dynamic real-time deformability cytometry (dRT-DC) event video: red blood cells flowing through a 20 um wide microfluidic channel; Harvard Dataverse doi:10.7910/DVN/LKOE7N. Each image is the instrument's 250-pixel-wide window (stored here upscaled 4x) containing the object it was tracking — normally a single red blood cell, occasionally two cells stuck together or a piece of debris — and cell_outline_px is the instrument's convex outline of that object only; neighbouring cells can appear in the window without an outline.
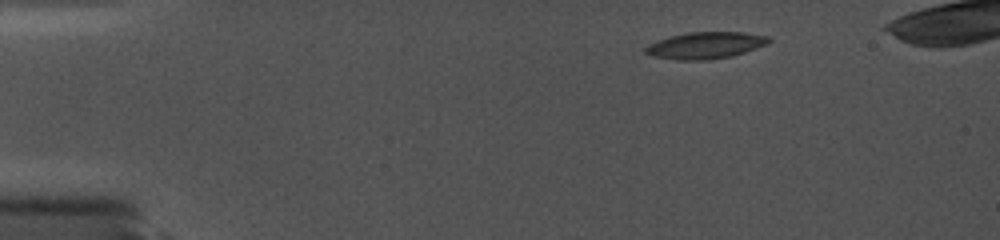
{"species": "common noctule bat (a hibernating species)", "species_latin": "Nyctalus noctula", "temperature_condition": "cold", "stored_images_in_passage": 10, "camera_frame_rate_fps": 5000, "um_per_image_px": 0.085, "animal": {"sex": "female", "body_mass_g": 19.0, "forearm_length_mm": 56.7}, "frame": {"image": 1, "passage_image": 1, "time_ms": 0.0, "image_size_px": [1000, 240], "cell_outline_px": [[772, 40], [768, 44], [732, 56], [708, 60], [676, 60], [652, 56], [644, 52], [644, 48], [648, 44], [668, 36], [688, 32], [744, 32], [768, 36]], "centroid_in_image_um": [59.95, 3.85], "position_along_channel_um": 25.1, "area_um2": 19.36}}